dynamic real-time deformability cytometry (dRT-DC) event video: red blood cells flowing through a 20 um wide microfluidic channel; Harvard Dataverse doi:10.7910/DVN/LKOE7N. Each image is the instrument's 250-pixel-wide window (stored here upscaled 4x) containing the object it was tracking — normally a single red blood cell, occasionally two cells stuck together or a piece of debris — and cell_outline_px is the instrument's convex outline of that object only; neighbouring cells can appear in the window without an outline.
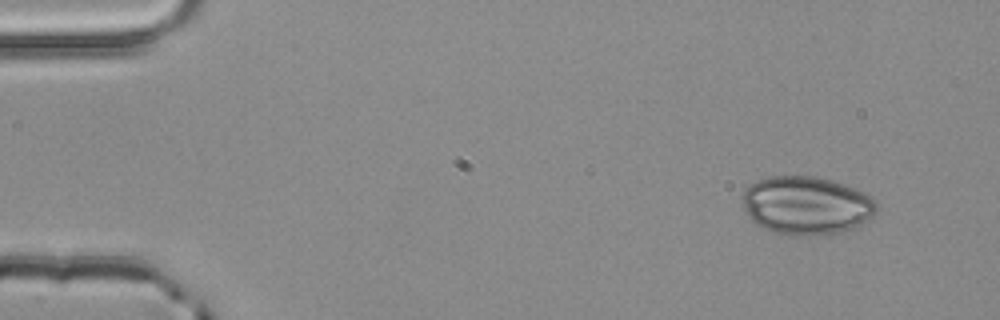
{"species": "common noctule bat (a hibernating species)", "species_latin": "Nyctalus noctula", "temperature_condition": "room temperature", "stored_images_in_passage": 3, "camera_frame_rate_fps": 3000, "um_per_image_px": 0.085, "animal": {"sex": "male", "body_mass_g": 20.4}, "frame": {"image": 1, "passage_image": 1, "time_ms": 0.0, "image_size_px": [1000, 320], "cell_outline_px": [[876, 212], [868, 220], [852, 228], [840, 232], [812, 236], [792, 236], [776, 232], [764, 228], [756, 224], [748, 216], [744, 208], [740, 196], [744, 188], [748, 184], [756, 180], [772, 176], [816, 176], [832, 180], [844, 184], [864, 192], [872, 196], [876, 200]], "centroid_in_image_um": [68.51, 17.45], "position_along_channel_um": 16.5, "area_um2": 46.07}}